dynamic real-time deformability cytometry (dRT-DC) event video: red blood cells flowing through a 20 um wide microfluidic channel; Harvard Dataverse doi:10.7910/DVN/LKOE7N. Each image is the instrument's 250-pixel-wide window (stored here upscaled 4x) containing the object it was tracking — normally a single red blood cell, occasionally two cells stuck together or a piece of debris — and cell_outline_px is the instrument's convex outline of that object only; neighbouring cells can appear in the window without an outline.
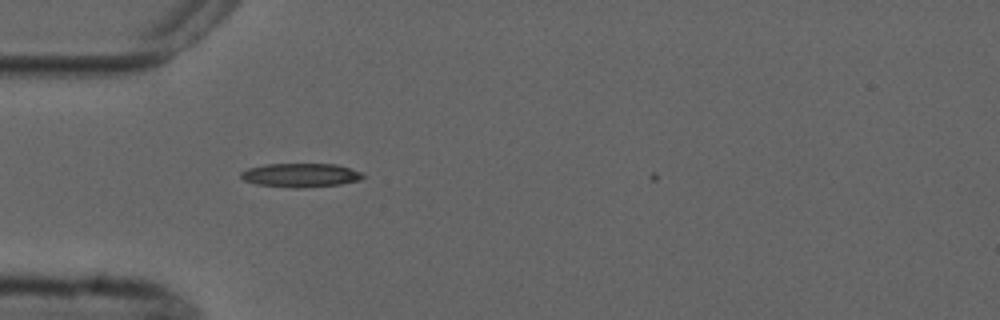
{"species": "common noctule bat (a hibernating species)", "species_latin": "Nyctalus noctula", "temperature_condition": "cold", "stored_images_in_passage": 1, "camera_frame_rate_fps": 3000, "um_per_image_px": 0.085, "animal": {"sex": "male", "forearm_length_mm": 52.5}, "frame": {"image": 1, "passage_image": 1, "time_ms": 0.0, "image_size_px": [1000, 320], "cell_outline_px": [[364, 176], [360, 180], [340, 184], [300, 188], [292, 188], [256, 184], [244, 180], [240, 176], [240, 172], [248, 168], [264, 164], [336, 164], [364, 172]], "centroid_in_image_um": [25.56, 14.89], "position_along_channel_um": 59.4, "area_um2": 17.05}}